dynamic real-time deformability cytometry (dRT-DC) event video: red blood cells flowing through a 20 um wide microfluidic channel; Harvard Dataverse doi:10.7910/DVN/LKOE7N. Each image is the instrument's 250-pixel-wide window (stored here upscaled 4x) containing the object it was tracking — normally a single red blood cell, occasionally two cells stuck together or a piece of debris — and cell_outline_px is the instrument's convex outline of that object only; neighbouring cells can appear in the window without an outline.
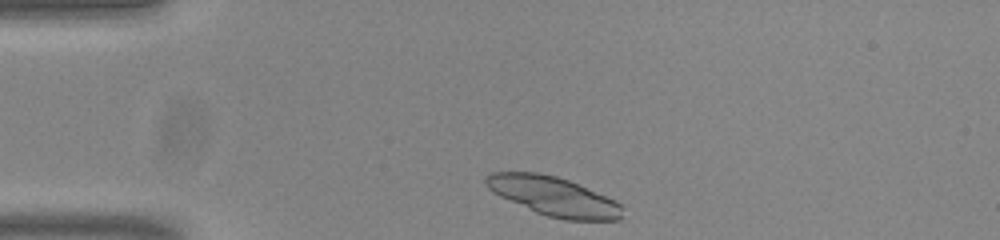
{"species": "common noctule bat (a hibernating species)", "species_latin": "Nyctalus noctula", "temperature_condition": "room temperature", "stored_images_in_passage": 43, "camera_frame_rate_fps": 3000, "um_per_image_px": 0.085, "animal": {"sex": "male", "body_mass_g": 20.0, "forearm_length_mm": 53.3}, "frame": {"image": 1, "passage_image": 1, "time_ms": 0.0, "image_size_px": [1000, 240], "cell_outline_px": [[624, 216], [620, 220], [564, 220], [548, 216], [536, 212], [500, 196], [492, 192], [484, 184], [484, 176], [492, 172], [536, 172], [556, 176], [568, 180], [616, 200], [624, 208]], "centroid_in_image_um": [47.07, 16.69], "position_along_channel_um": 37.9, "area_um2": 31.21}}